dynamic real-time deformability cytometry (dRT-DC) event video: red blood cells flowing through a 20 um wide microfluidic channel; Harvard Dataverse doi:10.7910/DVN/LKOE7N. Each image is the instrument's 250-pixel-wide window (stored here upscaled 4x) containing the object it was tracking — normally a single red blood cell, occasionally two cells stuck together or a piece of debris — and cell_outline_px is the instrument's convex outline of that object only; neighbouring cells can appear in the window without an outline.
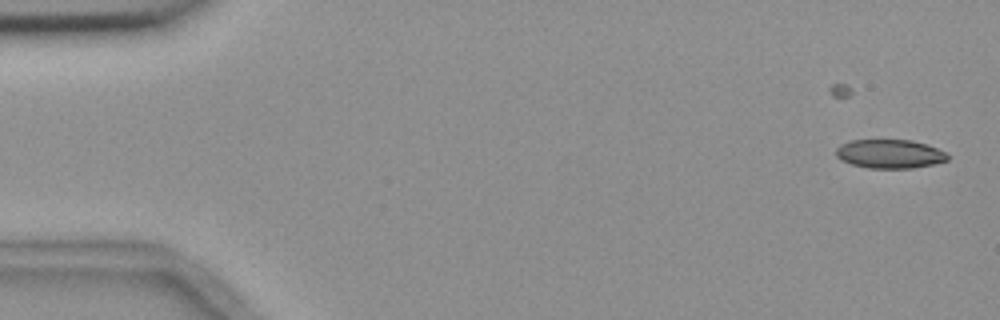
{"species": "common noctule bat (a hibernating species)", "species_latin": "Nyctalus noctula", "temperature_condition": "room temperature", "stored_images_in_passage": 5, "camera_frame_rate_fps": 3000, "um_per_image_px": 0.085, "animal": {"sex": "female", "body_mass_g": 18.4}, "frame": {"image": 1, "passage_image": 2, "time_ms": 1.333, "image_size_px": [1000, 320], "cell_outline_px": [[948, 160], [932, 164], [912, 168], [868, 168], [852, 164], [840, 160], [836, 156], [836, 148], [840, 144], [848, 140], [912, 140], [948, 152]], "centroid_in_image_um": [75.6, 13.07], "position_along_channel_um": 9.4, "area_um2": 18.79}}